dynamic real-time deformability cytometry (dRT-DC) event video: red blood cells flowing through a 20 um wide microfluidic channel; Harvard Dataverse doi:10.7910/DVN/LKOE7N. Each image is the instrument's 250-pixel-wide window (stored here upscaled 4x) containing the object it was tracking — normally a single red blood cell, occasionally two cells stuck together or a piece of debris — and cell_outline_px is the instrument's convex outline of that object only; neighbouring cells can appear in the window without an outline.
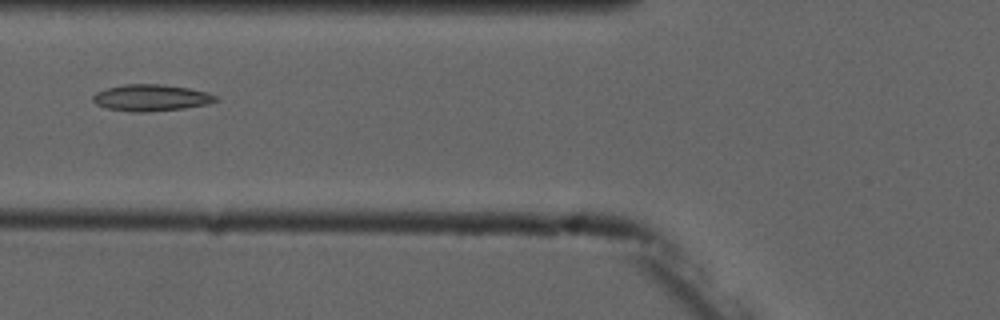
{"species": "common noctule bat (a hibernating species)", "species_latin": "Nyctalus noctula", "temperature_condition": "cold", "stored_images_in_passage": 6, "camera_frame_rate_fps": 3000, "um_per_image_px": 0.085, "animal": {"sex": "male", "forearm_length_mm": 52.5}, "frame": {"image": 1, "passage_image": 6, "time_ms": 6.667, "image_size_px": [1000, 320], "cell_outline_px": [[220, 100], [208, 104], [184, 108], [148, 112], [132, 112], [108, 108], [96, 104], [92, 100], [92, 96], [96, 92], [108, 88], [124, 84], [160, 84], [188, 88], [208, 92], [220, 96]], "centroid_in_image_um": [12.89, 8.31], "position_along_channel_um": 112.9, "area_um2": 19.13}}